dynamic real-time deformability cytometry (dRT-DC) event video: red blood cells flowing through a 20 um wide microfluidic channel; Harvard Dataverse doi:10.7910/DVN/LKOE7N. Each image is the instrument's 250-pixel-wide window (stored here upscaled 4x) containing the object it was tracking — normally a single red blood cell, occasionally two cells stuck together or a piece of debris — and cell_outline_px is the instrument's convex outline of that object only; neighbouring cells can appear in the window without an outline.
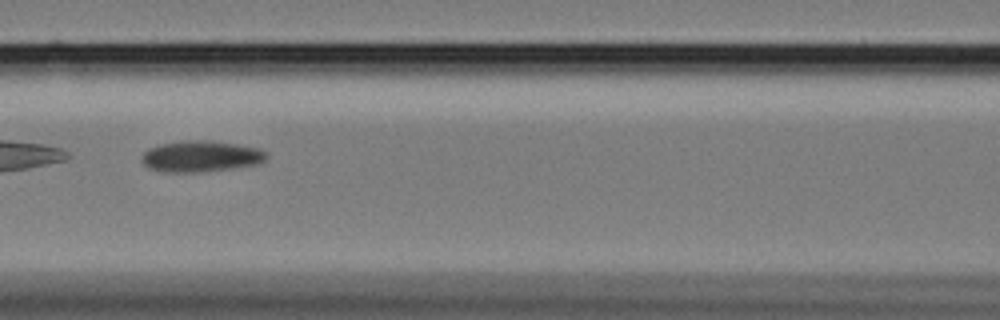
{"species": "Egyptian fruit bat (a non-hibernating species)", "species_latin": "Rousettus aegyptiacus", "temperature_condition": "cold", "stored_images_in_passage": 47, "camera_frame_rate_fps": 3000, "um_per_image_px": 0.085, "animal": {"sex": "female"}, "frame": {"image": 1, "passage_image": 15, "time_ms": 4.667, "image_size_px": [1000, 320], "cell_outline_px": [[268, 156], [264, 160], [256, 164], [232, 168], [196, 172], [164, 172], [148, 168], [140, 160], [140, 156], [148, 148], [160, 144], [184, 140], [212, 140], [260, 148], [268, 152]], "centroid_in_image_um": [17.05, 13.27], "position_along_channel_um": 149.6, "area_um2": 22.83}}
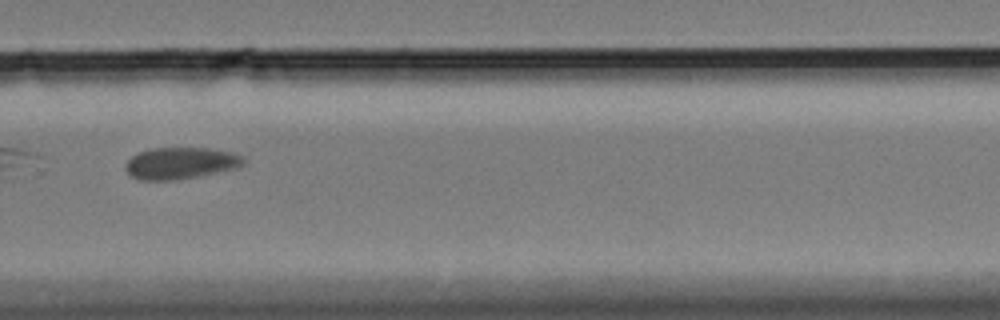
{"frame": {"image": 2, "passage_image": 30, "time_ms": 9.667, "image_size_px": [1000, 320], "cell_outline_px": [[244, 164], [236, 168], [200, 176], [172, 180], [140, 180], [132, 176], [124, 168], [128, 160], [132, 156], [140, 152], [152, 148], [212, 148], [232, 152], [244, 156]], "centroid_in_image_um": [15.38, 13.86], "position_along_channel_um": 314.4, "area_um2": 21.79}}
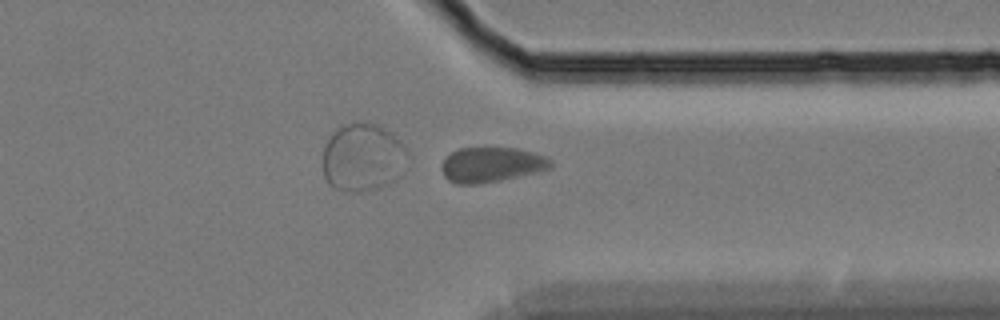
{"frame": {"image": 3, "passage_image": 35, "time_ms": 11.333, "image_size_px": [1000, 320], "cell_outline_px": [[552, 168], [536, 172], [500, 180], [480, 184], [456, 184], [448, 180], [444, 176], [440, 168], [444, 160], [452, 152], [460, 148], [484, 144], [516, 148], [532, 152], [544, 156], [552, 160]], "centroid_in_image_um": [41.75, 13.95], "position_along_channel_um": 369.7, "area_um2": 22.95}, "authors_computed_cell_mechanics": {"area_um2": 22.7732, "velocity_mm_per_s": 3.3068, "shape_relaxation_time_tau1_ms": 8.7921, "shape_relaxation_time_tau2_ms": 2.5181, "deformation_change_tau1": 0.0809, "deformation_change_tau2": 0.0441}}